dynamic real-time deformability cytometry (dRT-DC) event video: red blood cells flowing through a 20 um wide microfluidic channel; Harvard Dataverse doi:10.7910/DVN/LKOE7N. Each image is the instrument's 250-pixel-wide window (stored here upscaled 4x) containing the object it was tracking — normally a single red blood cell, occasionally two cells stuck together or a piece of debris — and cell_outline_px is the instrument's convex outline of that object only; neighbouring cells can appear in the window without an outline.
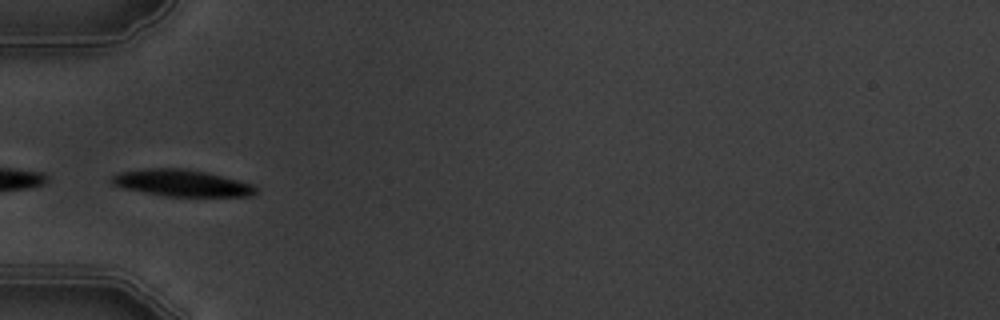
{"species": "common noctule bat (a hibernating species)", "species_latin": "Nyctalus noctula", "temperature_condition": "warm", "stored_images_in_passage": 6, "camera_frame_rate_fps": 3000, "um_per_image_px": 0.085, "animal": {"sex": "male", "body_mass_g": 19.5, "forearm_length_mm": 54.6}, "frame": {"image": 1, "passage_image": 5, "time_ms": 4.667, "image_size_px": [1000, 320], "cell_outline_px": [[256, 192], [252, 196], [164, 196], [124, 188], [112, 184], [108, 180], [116, 172], [148, 168], [184, 168], [204, 172], [252, 184], [256, 188]], "centroid_in_image_um": [15.37, 15.55], "position_along_channel_um": 69.6, "area_um2": 22.25}}